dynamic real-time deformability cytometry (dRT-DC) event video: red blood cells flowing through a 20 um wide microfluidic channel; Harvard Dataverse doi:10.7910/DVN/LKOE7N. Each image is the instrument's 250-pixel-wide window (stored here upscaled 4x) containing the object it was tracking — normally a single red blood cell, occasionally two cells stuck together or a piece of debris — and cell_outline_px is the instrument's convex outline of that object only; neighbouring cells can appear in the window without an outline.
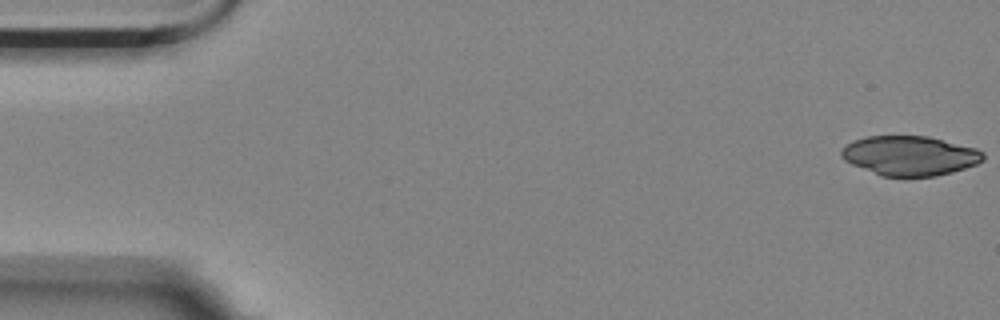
{"species": "Egyptian fruit bat (a non-hibernating species)", "species_latin": "Rousettus aegyptiacus", "temperature_condition": "room temperature", "stored_images_in_passage": 5, "camera_frame_rate_fps": 3000, "um_per_image_px": 0.085, "animal": {"sex": "female"}, "frame": {"image": 1, "passage_image": 1, "time_ms": 0.0, "image_size_px": [1000, 320], "cell_outline_px": [[984, 160], [976, 164], [952, 172], [936, 176], [880, 176], [852, 164], [844, 160], [840, 156], [840, 152], [844, 144], [868, 136], [928, 136], [976, 148], [984, 152]], "centroid_in_image_um": [77.32, 13.23], "position_along_channel_um": 7.7, "area_um2": 32.71}}